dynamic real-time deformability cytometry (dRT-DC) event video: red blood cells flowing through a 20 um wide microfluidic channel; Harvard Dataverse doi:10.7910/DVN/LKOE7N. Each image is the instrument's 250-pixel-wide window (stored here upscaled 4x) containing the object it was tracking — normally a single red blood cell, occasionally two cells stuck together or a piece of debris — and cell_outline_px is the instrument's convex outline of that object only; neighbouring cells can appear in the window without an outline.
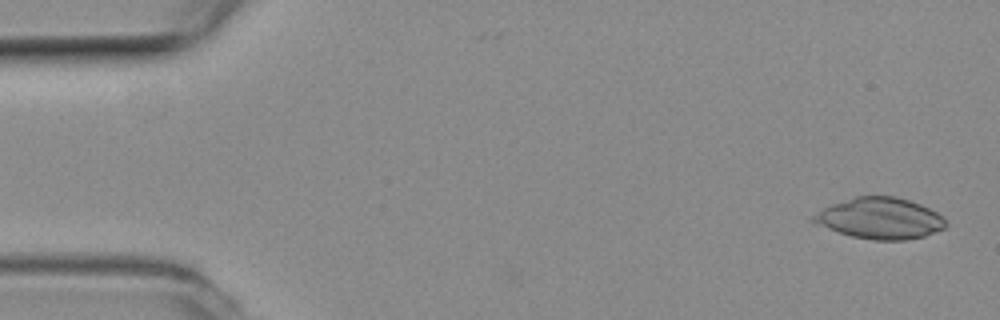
{"species": "common noctule bat (a hibernating species)", "species_latin": "Nyctalus noctula", "temperature_condition": "room temperature", "stored_images_in_passage": 16, "camera_frame_rate_fps": 3000, "um_per_image_px": 0.085, "animal": {"sex": "female", "body_mass_g": 19.3, "forearm_length_mm": 54.1}, "frame": {"image": 1, "passage_image": 2, "time_ms": 0.333, "image_size_px": [1000, 320], "cell_outline_px": [[948, 224], [944, 228], [924, 236], [908, 240], [872, 240], [852, 236], [816, 224], [812, 220], [812, 216], [824, 208], [832, 204], [856, 196], [896, 196], [920, 204], [936, 212]], "centroid_in_image_um": [74.81, 18.56], "position_along_channel_um": 10.2, "area_um2": 31.39}}